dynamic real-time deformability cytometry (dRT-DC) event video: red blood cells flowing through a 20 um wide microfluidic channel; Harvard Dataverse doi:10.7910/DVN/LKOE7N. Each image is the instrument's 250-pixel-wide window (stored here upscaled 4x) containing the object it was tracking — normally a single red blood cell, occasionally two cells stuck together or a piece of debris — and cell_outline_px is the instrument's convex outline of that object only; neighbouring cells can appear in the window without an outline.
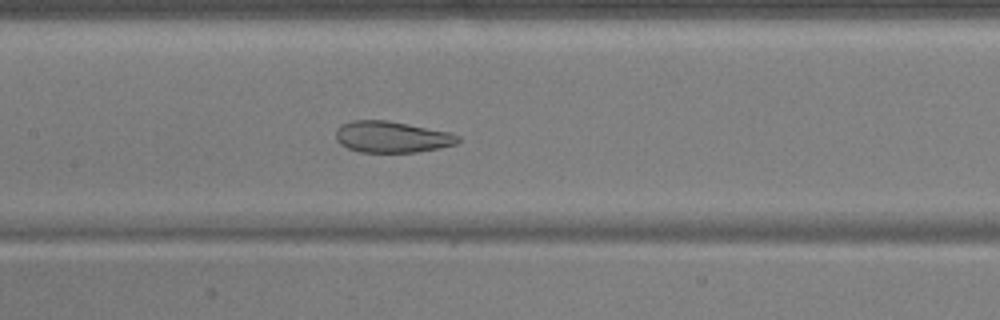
{"species": "common noctule bat (a hibernating species)", "species_latin": "Nyctalus noctula", "temperature_condition": "warm", "stored_images_in_passage": 54, "camera_frame_rate_fps": 3000, "um_per_image_px": 0.085, "animal": {"sex": "male", "body_mass_g": 17.9, "forearm_length_mm": 54.2}, "frame": {"image": 1, "passage_image": 26, "time_ms": 8.333, "image_size_px": [1000, 320], "cell_outline_px": [[460, 140], [456, 144], [440, 148], [416, 152], [360, 152], [348, 148], [340, 144], [336, 140], [336, 128], [340, 124], [352, 120], [388, 120], [448, 132], [460, 136]], "centroid_in_image_um": [33.27, 11.63], "position_along_channel_um": 174.1, "area_um2": 22.37}}
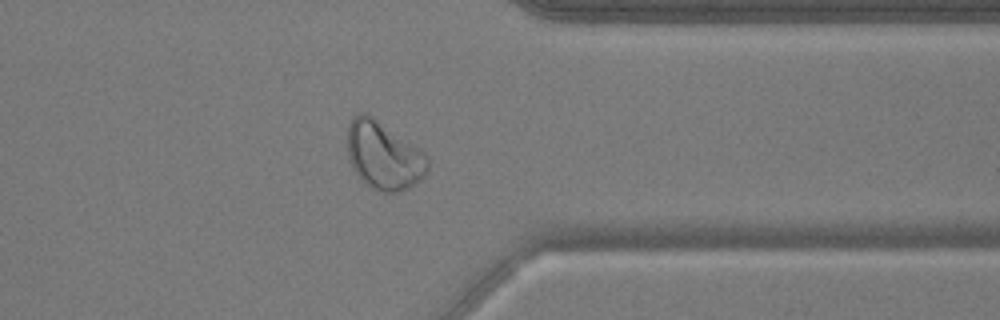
{"frame": {"image": 2, "passage_image": 43, "time_ms": 14.0, "image_size_px": [1000, 320], "cell_outline_px": [[428, 172], [416, 184], [400, 192], [384, 192], [372, 188], [352, 168], [348, 156], [348, 124], [352, 116], [360, 112], [364, 112], [372, 116], [420, 148], [428, 156]], "centroid_in_image_um": [32.64, 13.21], "position_along_channel_um": 378.8, "area_um2": 31.79}}
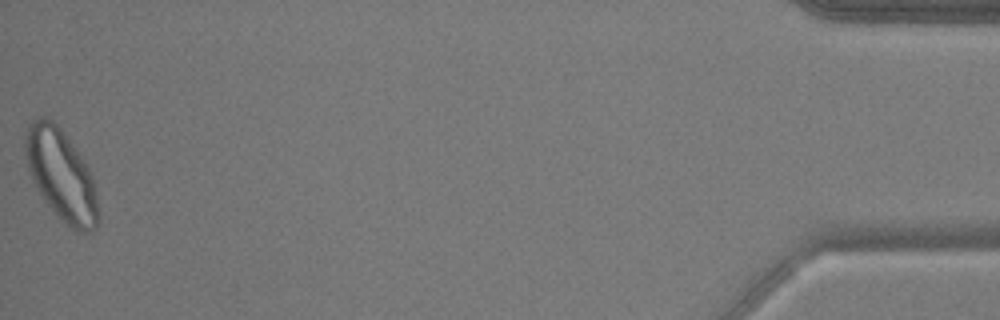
{"frame": {"image": 3, "passage_image": 54, "time_ms": 17.667, "image_size_px": [1000, 320], "cell_outline_px": [[100, 220], [96, 228], [92, 232], [76, 232], [44, 200], [28, 168], [24, 152], [24, 136], [28, 124], [36, 116], [44, 116], [52, 120], [60, 128], [72, 144], [88, 168], [92, 176], [100, 212]], "centroid_in_image_um": [5.21, 14.86], "position_along_channel_um": 430.0, "area_um2": 38.38}}